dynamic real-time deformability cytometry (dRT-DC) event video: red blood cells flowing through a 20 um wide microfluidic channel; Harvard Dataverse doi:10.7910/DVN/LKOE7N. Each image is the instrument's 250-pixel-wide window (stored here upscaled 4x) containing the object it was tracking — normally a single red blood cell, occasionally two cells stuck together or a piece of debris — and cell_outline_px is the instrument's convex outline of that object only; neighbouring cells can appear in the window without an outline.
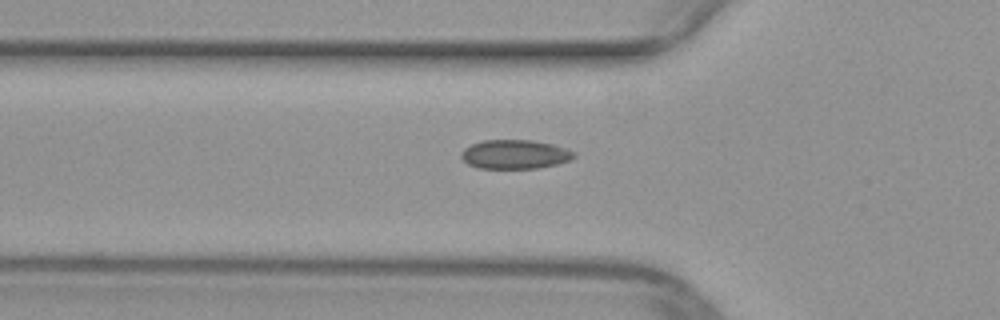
{"species": "common noctule bat (a hibernating species)", "species_latin": "Nyctalus noctula", "temperature_condition": "warm", "stored_images_in_passage": 33, "camera_frame_rate_fps": 3000, "um_per_image_px": 0.085, "animal": {"sex": "female", "body_mass_g": 29.2, "forearm_length_mm": 56.3}, "frame": {"image": 1, "passage_image": 9, "time_ms": 2.667, "image_size_px": [1000, 320], "cell_outline_px": [[576, 156], [568, 160], [556, 164], [536, 168], [476, 168], [468, 164], [460, 156], [460, 152], [464, 148], [472, 144], [484, 140], [532, 140], [552, 144], [576, 152]], "centroid_in_image_um": [43.73, 13.11], "position_along_channel_um": 82.1, "area_um2": 19.02}}
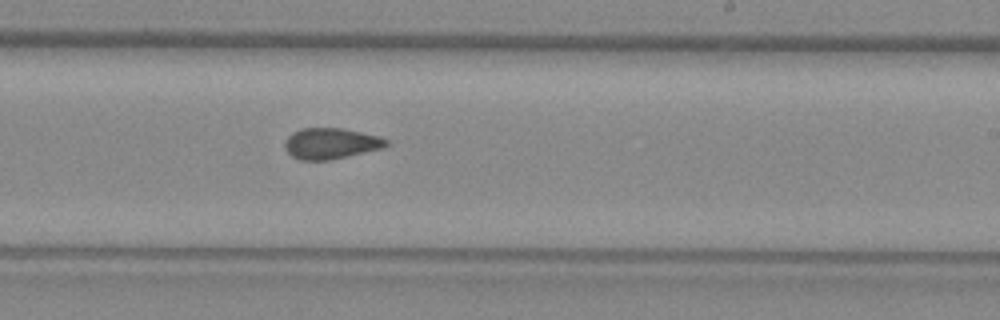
{"frame": {"image": 2, "passage_image": 22, "time_ms": 7.0, "image_size_px": [1000, 320], "cell_outline_px": [[392, 144], [384, 148], [328, 160], [300, 160], [292, 156], [284, 148], [284, 144], [288, 136], [292, 132], [304, 128], [340, 128], [380, 136], [388, 140]], "centroid_in_image_um": [28.15, 12.19], "position_along_channel_um": 260.9, "area_um2": 18.32}}
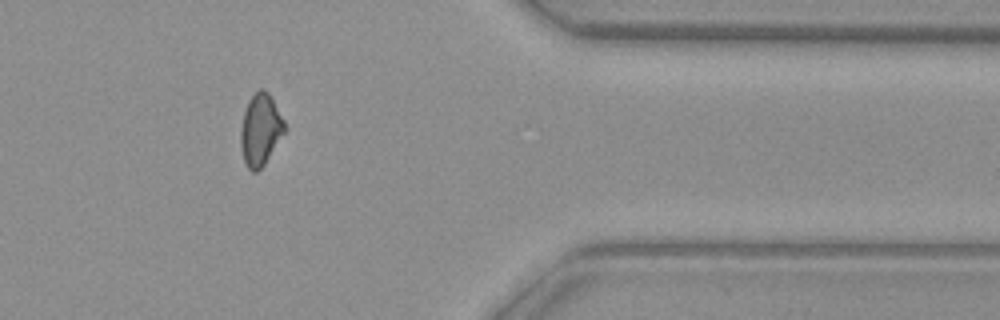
{"frame": {"image": 3, "passage_image": 33, "time_ms": 10.667, "image_size_px": [1000, 320], "cell_outline_px": [[288, 128], [264, 164], [256, 172], [252, 172], [248, 168], [244, 160], [240, 148], [240, 128], [244, 112], [248, 100], [260, 88], [264, 88], [268, 92], [284, 120]], "centroid_in_image_um": [22.14, 11.02], "position_along_channel_um": 389.3, "area_um2": 18.44}}